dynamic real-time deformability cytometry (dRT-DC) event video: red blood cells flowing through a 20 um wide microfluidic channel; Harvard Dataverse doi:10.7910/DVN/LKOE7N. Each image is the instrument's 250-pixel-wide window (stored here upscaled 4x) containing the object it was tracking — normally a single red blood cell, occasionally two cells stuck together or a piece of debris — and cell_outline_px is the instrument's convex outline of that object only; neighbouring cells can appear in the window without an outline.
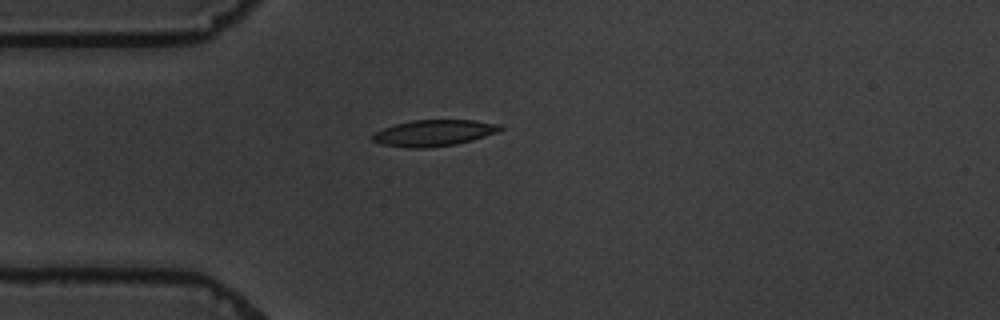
{"species": "common noctule bat (a hibernating species)", "species_latin": "Nyctalus noctula", "temperature_condition": "warm", "stored_images_in_passage": 1, "camera_frame_rate_fps": 3000, "um_per_image_px": 0.085, "animal": {"sex": "male", "body_mass_g": 19.5, "forearm_length_mm": 54.6}, "frame": {"image": 1, "passage_image": 1, "time_ms": 0.0, "image_size_px": [1000, 320], "cell_outline_px": [[504, 128], [496, 132], [472, 140], [456, 144], [428, 148], [408, 148], [380, 144], [372, 140], [372, 136], [376, 132], [384, 128], [396, 124], [412, 120], [476, 120], [504, 124]], "centroid_in_image_um": [36.91, 11.3], "position_along_channel_um": 48.1, "area_um2": 19.59}}